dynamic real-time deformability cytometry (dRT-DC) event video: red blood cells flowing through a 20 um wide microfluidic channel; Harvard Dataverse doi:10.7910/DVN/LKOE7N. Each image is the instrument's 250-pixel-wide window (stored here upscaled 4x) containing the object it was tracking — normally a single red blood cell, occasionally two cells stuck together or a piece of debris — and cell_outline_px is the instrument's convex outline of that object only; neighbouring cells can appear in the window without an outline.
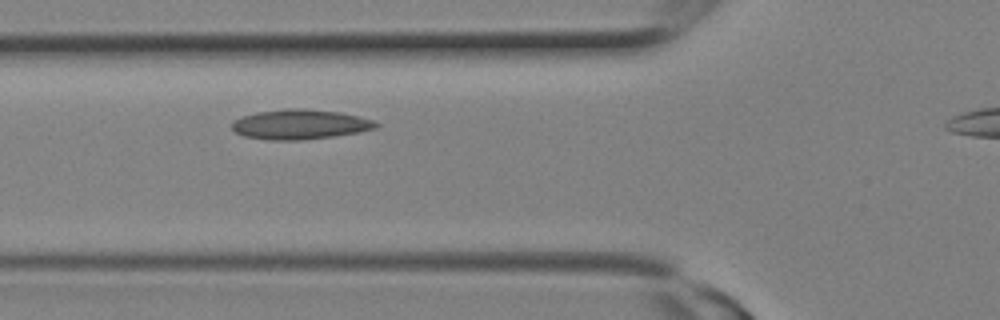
{"species": "Egyptian fruit bat (a non-hibernating species)", "species_latin": "Rousettus aegyptiacus", "temperature_condition": "room temperature", "stored_images_in_passage": 7, "camera_frame_rate_fps": 3000, "um_per_image_px": 0.085, "animal": {"sex": "female"}, "frame": {"image": 1, "passage_image": 6, "time_ms": 1.667, "image_size_px": [1000, 320], "cell_outline_px": [[380, 124], [376, 128], [360, 132], [336, 136], [300, 140], [272, 140], [244, 136], [236, 132], [232, 128], [232, 120], [256, 112], [288, 108], [304, 108], [340, 112], [376, 120]], "centroid_in_image_um": [25.54, 10.57], "position_along_channel_um": 100.3, "area_um2": 25.2}}